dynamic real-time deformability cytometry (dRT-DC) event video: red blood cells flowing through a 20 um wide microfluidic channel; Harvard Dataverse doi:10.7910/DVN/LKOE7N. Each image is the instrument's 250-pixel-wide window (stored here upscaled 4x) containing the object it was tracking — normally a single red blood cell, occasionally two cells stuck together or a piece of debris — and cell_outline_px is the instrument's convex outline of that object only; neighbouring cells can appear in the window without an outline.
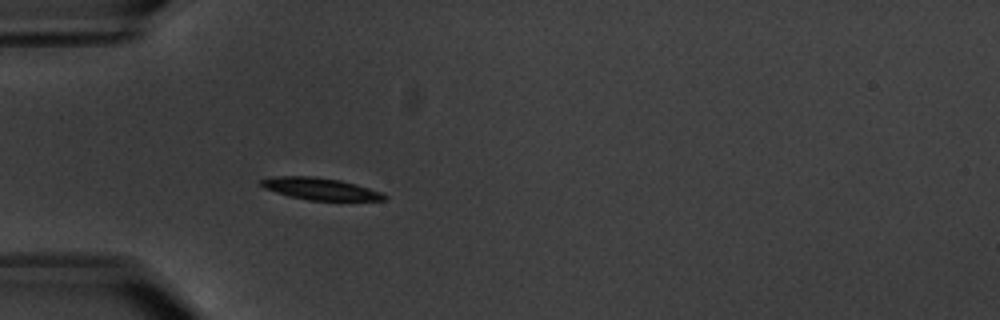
{"species": "common noctule bat (a hibernating species)", "species_latin": "Nyctalus noctula", "temperature_condition": "warm", "stored_images_in_passage": 5, "camera_frame_rate_fps": 3000, "um_per_image_px": 0.085, "animal": {"sex": "male", "body_mass_g": 20.1, "forearm_length_mm": 53.5}, "frame": {"image": 1, "passage_image": 5, "time_ms": 4.667, "image_size_px": [1000, 320], "cell_outline_px": [[388, 200], [308, 200], [288, 196], [264, 188], [260, 184], [260, 180], [276, 176], [316, 176], [340, 180], [356, 184], [380, 192], [388, 196]], "centroid_in_image_um": [27.21, 16.04], "position_along_channel_um": 57.8, "area_um2": 15.72}}